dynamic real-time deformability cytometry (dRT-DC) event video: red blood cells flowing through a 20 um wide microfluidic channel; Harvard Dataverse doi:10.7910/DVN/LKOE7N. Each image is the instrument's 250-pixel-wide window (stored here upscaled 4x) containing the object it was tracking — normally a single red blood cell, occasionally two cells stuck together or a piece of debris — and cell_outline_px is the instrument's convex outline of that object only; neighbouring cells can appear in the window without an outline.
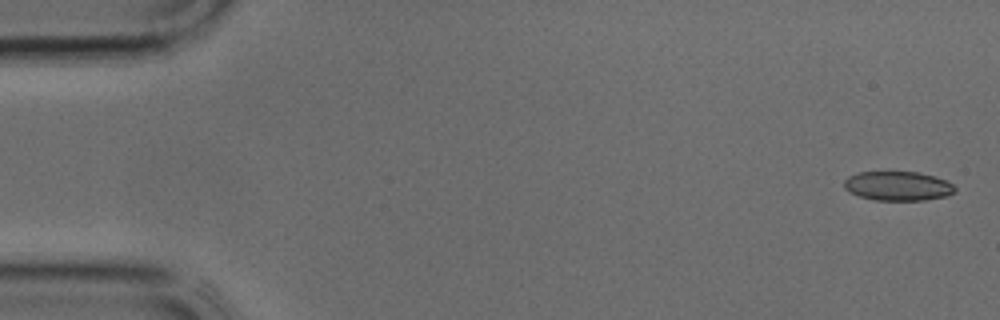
{"species": "common noctule bat (a hibernating species)", "species_latin": "Nyctalus noctula", "temperature_condition": "cold", "stored_images_in_passage": 7, "camera_frame_rate_fps": 3000, "um_per_image_px": 0.085, "animal": {"sex": "male", "body_mass_g": 17.9, "forearm_length_mm": 54.2}, "frame": {"image": 1, "passage_image": 1, "time_ms": 0.0, "image_size_px": [1000, 320], "cell_outline_px": [[956, 192], [948, 196], [924, 200], [872, 200], [848, 192], [844, 188], [844, 180], [848, 176], [860, 172], [916, 172], [932, 176], [944, 180], [952, 184], [956, 188]], "centroid_in_image_um": [76.3, 15.82], "position_along_channel_um": 8.7, "area_um2": 18.9}}